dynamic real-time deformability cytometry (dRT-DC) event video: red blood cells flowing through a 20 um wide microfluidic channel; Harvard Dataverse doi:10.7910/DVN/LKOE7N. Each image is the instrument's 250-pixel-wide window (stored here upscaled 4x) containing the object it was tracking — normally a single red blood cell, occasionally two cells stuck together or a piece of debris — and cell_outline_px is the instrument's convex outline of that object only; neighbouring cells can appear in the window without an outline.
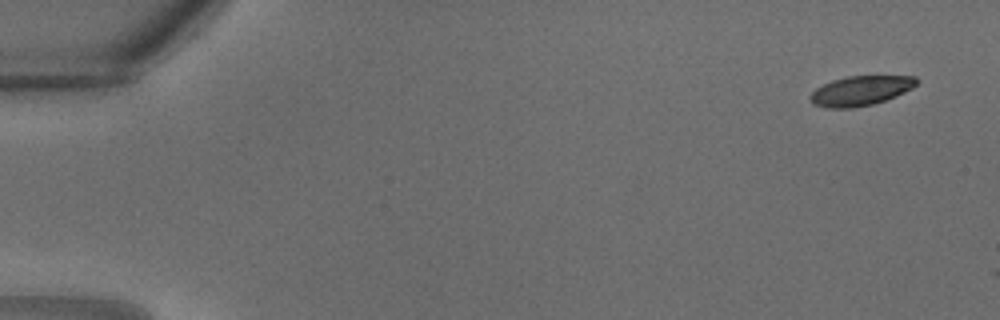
{"species": "common noctule bat (a hibernating species)", "species_latin": "Nyctalus noctula", "temperature_condition": "warm", "stored_images_in_passage": 8, "camera_frame_rate_fps": 3000, "um_per_image_px": 0.085, "animal": {"sex": "male", "body_mass_g": 18.8}, "frame": {"image": 1, "passage_image": 1, "time_ms": 0.0, "image_size_px": [1000, 320], "cell_outline_px": [[920, 80], [912, 88], [896, 96], [872, 104], [852, 108], [828, 108], [812, 104], [808, 96], [816, 88], [832, 80], [848, 76], [916, 76]], "centroid_in_image_um": [73.14, 7.71], "position_along_channel_um": 11.9, "area_um2": 18.38}}